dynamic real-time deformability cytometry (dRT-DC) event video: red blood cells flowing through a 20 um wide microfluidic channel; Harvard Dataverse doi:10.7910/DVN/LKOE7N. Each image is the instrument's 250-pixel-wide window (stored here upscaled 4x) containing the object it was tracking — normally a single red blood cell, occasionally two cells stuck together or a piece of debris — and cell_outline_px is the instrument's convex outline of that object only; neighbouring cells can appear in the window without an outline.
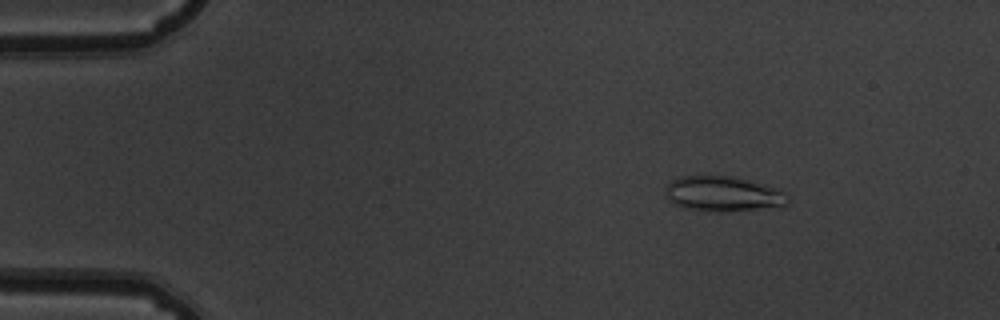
{"species": "common noctule bat (a hibernating species)", "species_latin": "Nyctalus noctula", "temperature_condition": "warm", "stored_images_in_passage": 54, "camera_frame_rate_fps": 3000, "um_per_image_px": 0.085, "animal": {"sex": "male", "body_mass_g": 19.5, "forearm_length_mm": 54.6}, "frame": {"image": 1, "passage_image": 8, "time_ms": 2.333, "image_size_px": [1000, 320], "cell_outline_px": [[788, 204], [784, 208], [688, 208], [676, 204], [668, 200], [664, 188], [672, 180], [680, 176], [732, 176], [764, 184], [784, 192], [788, 196]], "centroid_in_image_um": [61.49, 16.42], "position_along_channel_um": 23.5, "area_um2": 23.93}}
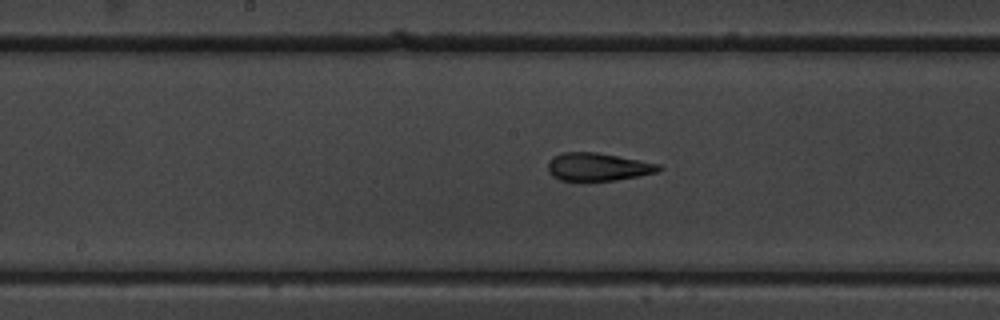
{"frame": {"image": 2, "passage_image": 28, "time_ms": 9.0, "image_size_px": [1000, 320], "cell_outline_px": [[664, 168], [656, 172], [616, 180], [560, 180], [552, 176], [548, 172], [548, 164], [552, 156], [564, 152], [596, 152], [660, 164]], "centroid_in_image_um": [50.8, 14.17], "position_along_channel_um": 197.4, "area_um2": 17.86}}
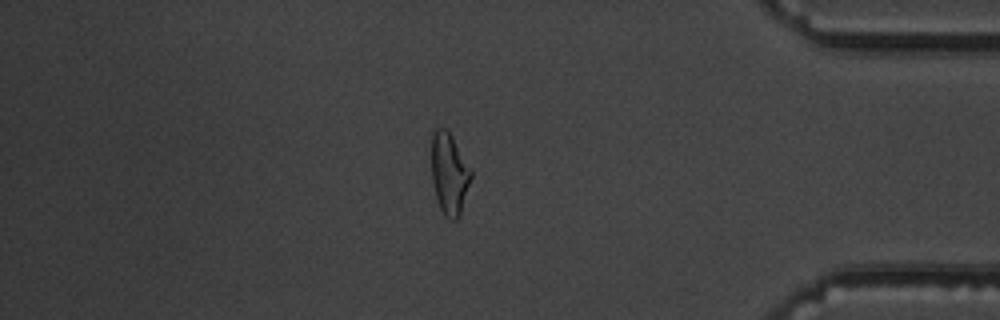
{"frame": {"image": 3, "passage_image": 46, "time_ms": 15.0, "image_size_px": [1000, 320], "cell_outline_px": [[472, 176], [460, 216], [456, 220], [452, 220], [444, 216], [436, 200], [432, 184], [432, 132], [436, 128], [448, 128], [472, 168]], "centroid_in_image_um": [38.2, 14.75], "position_along_channel_um": 397.0, "area_um2": 19.31}, "authors_computed_cell_mechanics": {"area_um2": 19.2185, "velocity_mm_per_s": 3.825, "shape_relaxation_time_tau1_ms": 9.708, "shape_relaxation_time_tau2_ms": 1.9728, "deformation_change_tau1": 0.2701, "deformation_change_tau2": 0.1006}}